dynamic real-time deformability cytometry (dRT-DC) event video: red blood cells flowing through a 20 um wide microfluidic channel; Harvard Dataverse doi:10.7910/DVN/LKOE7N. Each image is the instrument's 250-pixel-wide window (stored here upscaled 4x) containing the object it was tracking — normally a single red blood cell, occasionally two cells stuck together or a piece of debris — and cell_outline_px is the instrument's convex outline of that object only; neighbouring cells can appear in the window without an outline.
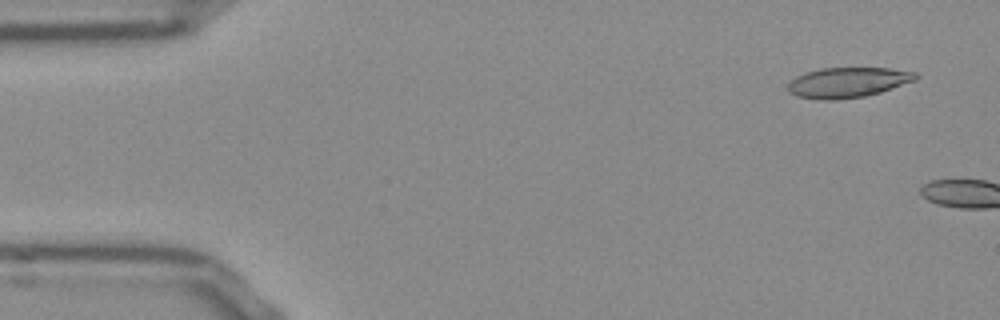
{"species": "Egyptian fruit bat (a non-hibernating species)", "species_latin": "Rousettus aegyptiacus", "temperature_condition": "room temperature", "stored_images_in_passage": 5, "camera_frame_rate_fps": 3000, "um_per_image_px": 0.085, "frame": {"image": 1, "passage_image": 2, "time_ms": 0.333, "image_size_px": [1000, 320], "cell_outline_px": [[920, 76], [916, 80], [880, 92], [864, 96], [836, 100], [820, 100], [796, 96], [788, 92], [788, 84], [796, 76], [804, 72], [820, 68], [888, 68], [916, 72]], "centroid_in_image_um": [72.05, 7.0], "position_along_channel_um": 13.0, "area_um2": 22.6}}